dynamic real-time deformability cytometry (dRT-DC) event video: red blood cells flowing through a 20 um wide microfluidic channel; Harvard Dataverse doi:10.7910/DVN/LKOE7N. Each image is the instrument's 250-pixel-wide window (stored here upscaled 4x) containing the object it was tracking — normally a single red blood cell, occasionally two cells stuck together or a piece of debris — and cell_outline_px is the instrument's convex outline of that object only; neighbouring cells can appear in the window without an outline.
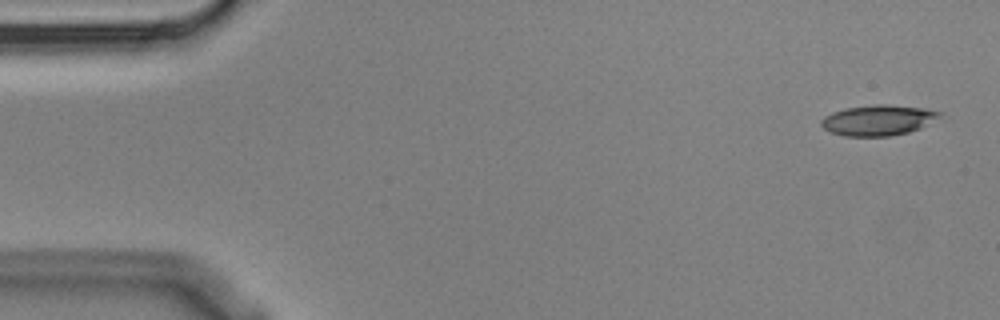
{"species": "Egyptian fruit bat (a non-hibernating species)", "species_latin": "Rousettus aegyptiacus", "temperature_condition": "cold", "stored_images_in_passage": 5, "camera_frame_rate_fps": 3000, "um_per_image_px": 0.085, "animal": {"sex": "male"}, "frame": {"image": 1, "passage_image": 1, "time_ms": 0.0, "image_size_px": [1000, 320], "cell_outline_px": [[940, 116], [920, 128], [908, 132], [888, 136], [844, 136], [828, 132], [820, 124], [820, 120], [824, 116], [832, 112], [844, 108], [872, 104], [888, 104], [924, 108], [940, 112]], "centroid_in_image_um": [74.57, 10.21], "position_along_channel_um": 10.4, "area_um2": 21.1}}